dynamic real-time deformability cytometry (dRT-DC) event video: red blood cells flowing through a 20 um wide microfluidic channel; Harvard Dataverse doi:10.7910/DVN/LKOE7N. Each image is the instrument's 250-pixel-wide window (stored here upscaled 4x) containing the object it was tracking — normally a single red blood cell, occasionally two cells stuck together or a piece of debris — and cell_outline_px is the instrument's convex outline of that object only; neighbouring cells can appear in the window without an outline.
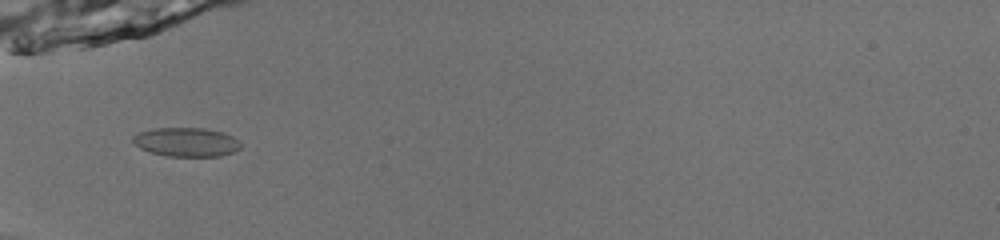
{"species": "common noctule bat (a hibernating species)", "species_latin": "Nyctalus noctula", "temperature_condition": "room temperature", "stored_images_in_passage": 30, "camera_frame_rate_fps": 3000, "um_per_image_px": 0.085, "animal": {"sex": "male", "body_mass_g": 13.0, "forearm_length_mm": 53.1}, "frame": {"image": 1, "passage_image": 1, "time_ms": 0.0, "image_size_px": [1000, 240], "cell_outline_px": [[240, 148], [232, 152], [220, 156], [164, 156], [140, 148], [132, 140], [132, 136], [140, 132], [152, 128], [204, 128], [224, 132], [240, 140]], "centroid_in_image_um": [15.85, 12.07], "position_along_channel_um": 69.2, "area_um2": 18.21}}
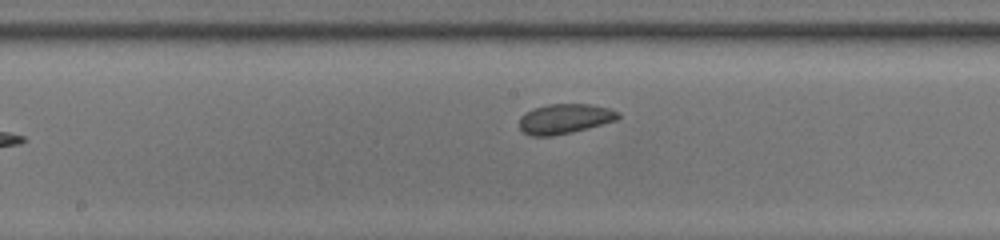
{"frame": {"image": 2, "passage_image": 11, "time_ms": 3.333, "image_size_px": [1000, 240], "cell_outline_px": [[620, 116], [616, 120], [588, 128], [572, 132], [552, 136], [528, 136], [520, 128], [520, 116], [524, 112], [532, 108], [548, 104], [592, 104], [608, 108], [620, 112]], "centroid_in_image_um": [47.98, 10.09], "position_along_channel_um": 200.2, "area_um2": 17.34}}
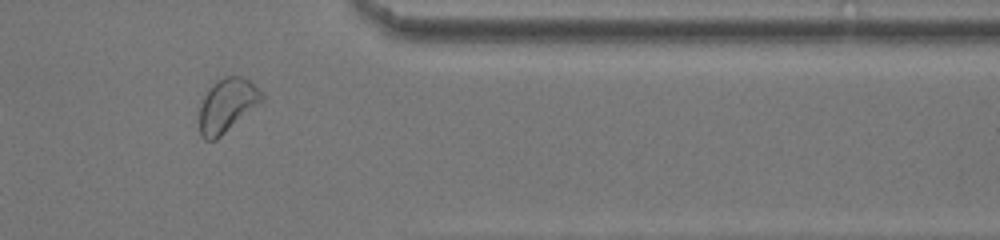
{"frame": {"image": 3, "passage_image": 26, "time_ms": 8.333, "image_size_px": [1000, 240], "cell_outline_px": [[264, 100], [216, 140], [204, 140], [200, 136], [200, 108], [204, 96], [208, 88], [216, 80], [224, 76], [240, 76], [248, 80], [264, 92]], "centroid_in_image_um": [19.31, 8.94], "position_along_channel_um": 392.1, "area_um2": 19.54}, "authors_computed_cell_mechanics": {"area_um2": 17.4556, "velocity_mm_per_s": 3.984, "shape_relaxation_time_tau1_ms": 3.0059, "shape_relaxation_time_tau2_ms": null, "deformation_change_tau1": 0.0538, "deformation_change_tau2": null}}